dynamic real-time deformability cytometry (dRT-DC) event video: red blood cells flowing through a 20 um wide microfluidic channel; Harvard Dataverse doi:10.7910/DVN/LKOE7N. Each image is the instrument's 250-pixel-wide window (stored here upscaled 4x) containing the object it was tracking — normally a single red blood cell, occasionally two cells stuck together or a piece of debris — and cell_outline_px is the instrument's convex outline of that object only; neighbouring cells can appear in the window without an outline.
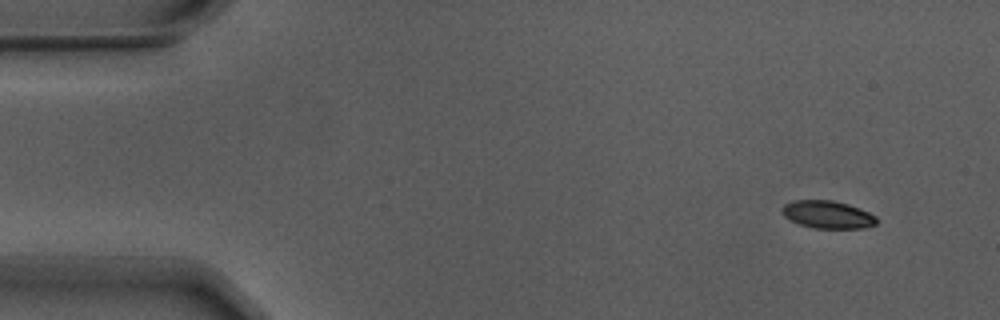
{"species": "Egyptian fruit bat (a non-hibernating species)", "species_latin": "Rousettus aegyptiacus", "temperature_condition": "warm", "stored_images_in_passage": 53, "camera_frame_rate_fps": 3000, "um_per_image_px": 0.085, "animal": {"sex": "male"}, "frame": {"image": 1, "passage_image": 1, "time_ms": 0.0, "image_size_px": [1000, 320], "cell_outline_px": [[880, 220], [876, 224], [864, 228], [816, 228], [800, 224], [784, 216], [784, 204], [792, 200], [832, 200], [848, 204], [860, 208], [876, 216]], "centroid_in_image_um": [70.41, 18.23], "position_along_channel_um": 14.6, "area_um2": 15.14}}
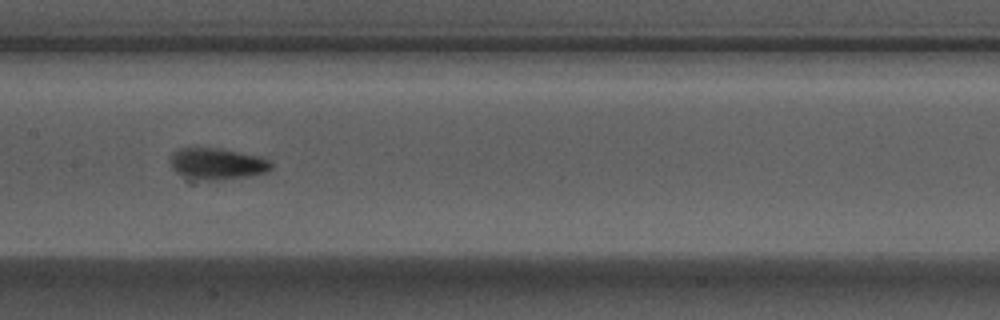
{"frame": {"image": 2, "passage_image": 24, "time_ms": 7.667, "image_size_px": [1000, 320], "cell_outline_px": [[272, 168], [268, 172], [248, 176], [220, 180], [200, 180], [180, 176], [172, 168], [168, 160], [172, 152], [180, 148], [220, 148], [260, 156], [268, 160], [272, 164]], "centroid_in_image_um": [18.42, 13.92], "position_along_channel_um": 189.0, "area_um2": 18.79}}
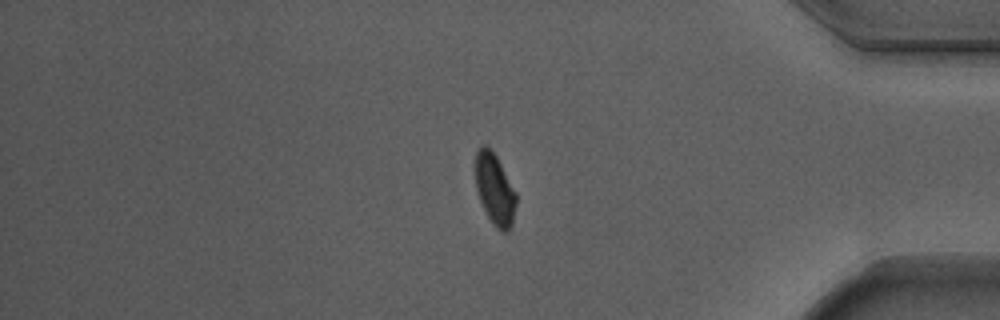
{"frame": {"image": 3, "passage_image": 43, "time_ms": 14.0, "image_size_px": [1000, 320], "cell_outline_px": [[516, 204], [512, 224], [508, 232], [504, 232], [496, 228], [492, 224], [480, 200], [476, 188], [476, 152], [480, 144], [484, 144], [496, 156], [516, 192]], "centroid_in_image_um": [42.06, 16.11], "position_along_channel_um": 393.1, "area_um2": 16.7}}